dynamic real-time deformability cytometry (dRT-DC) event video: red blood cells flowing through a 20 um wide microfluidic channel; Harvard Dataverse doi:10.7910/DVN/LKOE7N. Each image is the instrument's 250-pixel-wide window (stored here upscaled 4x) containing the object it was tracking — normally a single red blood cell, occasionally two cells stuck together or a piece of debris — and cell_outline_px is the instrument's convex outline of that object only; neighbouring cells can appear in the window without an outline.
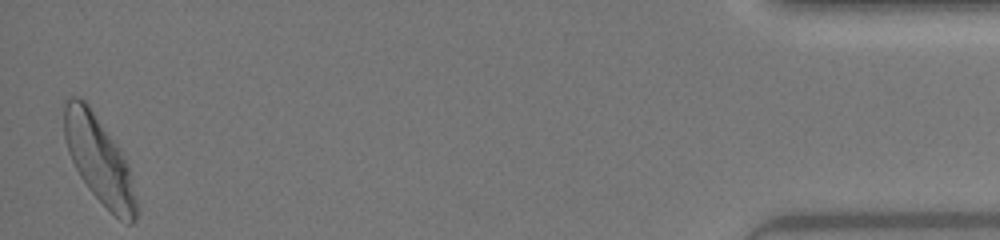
{"species": "human", "species_latin": "Homo sapiens", "temperature_condition": "warm", "stored_images_in_passage": 34, "camera_frame_rate_fps": 3000, "um_per_image_px": 0.085, "donor": {"sex": "female"}, "frame": {"image": 1, "passage_image": 34, "time_ms": 11.0, "image_size_px": [1000, 240], "cell_outline_px": [[136, 216], [132, 224], [128, 224], [120, 220], [88, 188], [80, 176], [68, 152], [64, 136], [64, 100], [72, 96], [76, 96], [84, 100], [88, 104], [116, 144], [128, 164], [136, 200]], "centroid_in_image_um": [8.39, 13.56], "position_along_channel_um": 426.8, "area_um2": 35.72}, "authors_computed_cell_mechanics": {"area_um2": 34.2465, "velocity_mm_per_s": 4.3198, "shape_relaxation_time_tau1_ms": 3.6106, "shape_relaxation_time_tau2_ms": 1.0073, "deformation_change_tau1": 0.1852, "deformation_change_tau2": 0.087}}